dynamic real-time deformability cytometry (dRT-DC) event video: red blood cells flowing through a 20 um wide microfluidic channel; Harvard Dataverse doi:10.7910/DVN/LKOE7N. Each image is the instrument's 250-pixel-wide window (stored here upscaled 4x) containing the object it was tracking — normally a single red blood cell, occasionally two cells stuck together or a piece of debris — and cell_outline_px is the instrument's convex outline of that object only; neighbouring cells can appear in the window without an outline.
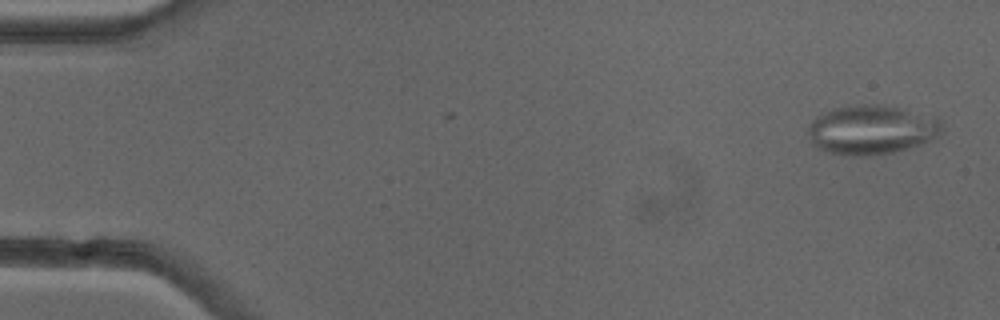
{"species": "common noctule bat (a hibernating species)", "species_latin": "Nyctalus noctula", "temperature_condition": "cold", "stored_images_in_passage": 5, "camera_frame_rate_fps": 3000, "um_per_image_px": 0.085, "animal": {"sex": "female"}, "frame": {"image": 1, "passage_image": 1, "time_ms": 0.0, "image_size_px": [1000, 320], "cell_outline_px": [[944, 132], [920, 144], [908, 148], [892, 152], [864, 156], [852, 156], [828, 152], [816, 148], [812, 144], [808, 132], [808, 124], [820, 112], [832, 108], [848, 104], [884, 104], [904, 108], [940, 116]], "centroid_in_image_um": [74.09, 10.99], "position_along_channel_um": 10.9, "area_um2": 39.42}}